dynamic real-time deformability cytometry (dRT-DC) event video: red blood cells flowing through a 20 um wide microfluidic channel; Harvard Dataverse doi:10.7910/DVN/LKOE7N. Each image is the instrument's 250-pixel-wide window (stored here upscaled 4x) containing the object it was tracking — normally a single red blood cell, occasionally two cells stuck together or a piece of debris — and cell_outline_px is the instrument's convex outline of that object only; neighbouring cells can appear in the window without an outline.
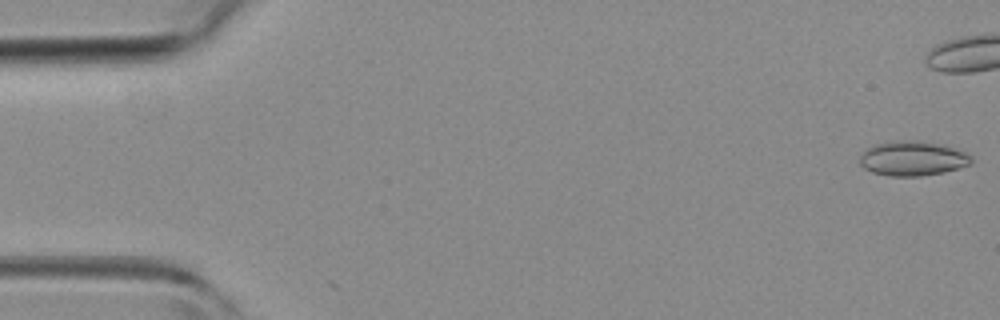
{"species": "common noctule bat (a hibernating species)", "species_latin": "Nyctalus noctula", "temperature_condition": "room temperature", "stored_images_in_passage": 36, "camera_frame_rate_fps": 3000, "um_per_image_px": 0.085, "animal": {"sex": "female", "body_mass_g": 19.3, "forearm_length_mm": 54.1}, "frame": {"image": 1, "passage_image": 1, "time_ms": 0.0, "image_size_px": [1000, 320], "cell_outline_px": [[972, 164], [944, 172], [920, 176], [892, 176], [872, 172], [864, 168], [860, 164], [860, 156], [868, 148], [876, 144], [896, 140], [916, 140], [944, 144], [964, 152], [972, 156]], "centroid_in_image_um": [77.6, 13.46], "position_along_channel_um": 7.4, "area_um2": 22.54}}
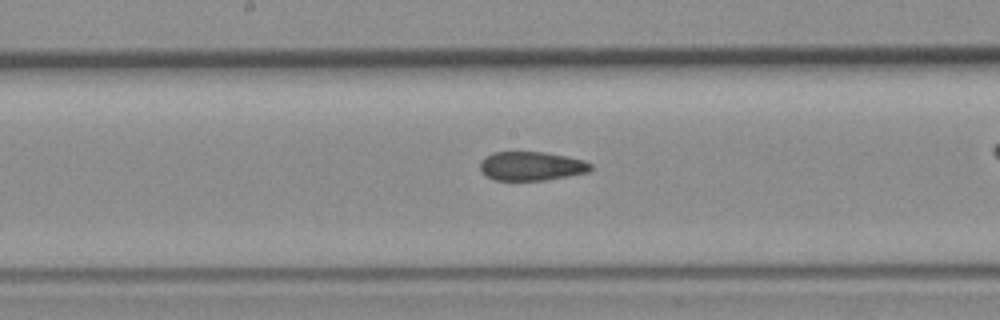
{"frame": {"image": 2, "passage_image": 23, "time_ms": 7.333, "image_size_px": [1000, 320], "cell_outline_px": [[592, 168], [588, 172], [568, 176], [544, 180], [492, 180], [484, 176], [480, 172], [480, 160], [484, 156], [492, 152], [544, 152], [584, 160], [592, 164]], "centroid_in_image_um": [45.1, 14.12], "position_along_channel_um": 203.1, "area_um2": 18.84}}
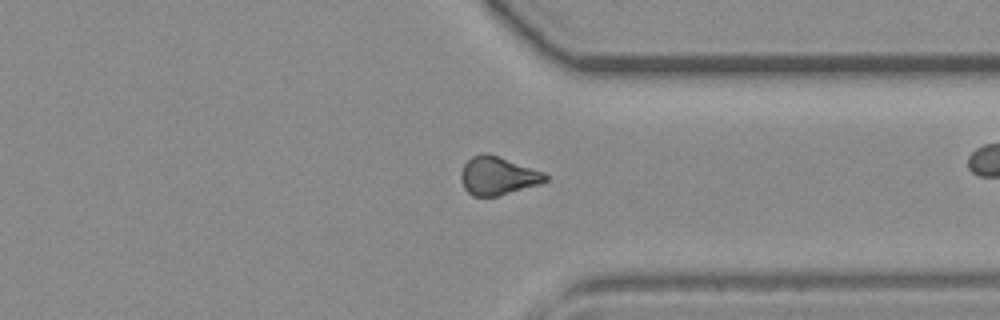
{"frame": {"image": 3, "passage_image": 34, "time_ms": 11.0, "image_size_px": [1000, 320], "cell_outline_px": [[548, 180], [540, 184], [496, 196], [472, 196], [464, 188], [460, 180], [460, 172], [464, 164], [472, 156], [484, 152], [544, 172], [548, 176]], "centroid_in_image_um": [42.28, 14.95], "position_along_channel_um": 369.1, "area_um2": 18.61}}